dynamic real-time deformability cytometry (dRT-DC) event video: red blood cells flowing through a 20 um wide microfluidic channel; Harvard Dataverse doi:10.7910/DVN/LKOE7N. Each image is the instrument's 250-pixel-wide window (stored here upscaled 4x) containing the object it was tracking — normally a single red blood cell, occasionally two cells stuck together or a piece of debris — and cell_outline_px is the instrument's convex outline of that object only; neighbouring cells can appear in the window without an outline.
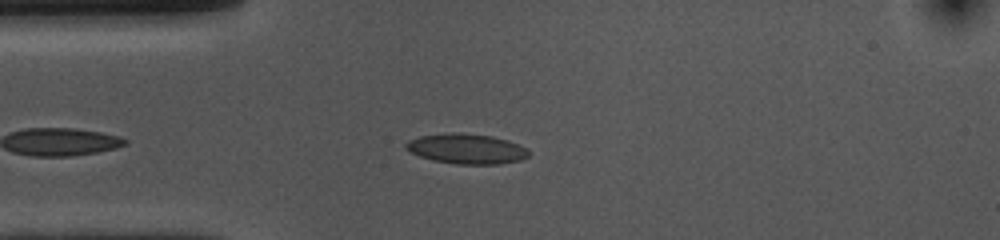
{"species": "common noctule bat (a hibernating species)", "species_latin": "Nyctalus noctula", "temperature_condition": "cold", "stored_images_in_passage": 33, "camera_frame_rate_fps": 3000, "um_per_image_px": 0.085, "animal": {"sex": "female", "body_mass_g": 10.0, "forearm_length_mm": 53.1}, "frame": {"image": 1, "passage_image": 7, "time_ms": 2.0, "image_size_px": [1000, 240], "cell_outline_px": [[532, 152], [528, 156], [520, 160], [500, 164], [456, 164], [432, 160], [420, 156], [404, 148], [404, 144], [408, 140], [420, 136], [452, 132], [460, 132], [492, 136], [508, 140], [528, 148]], "centroid_in_image_um": [39.68, 12.64], "position_along_channel_um": 45.3, "area_um2": 21.73}}
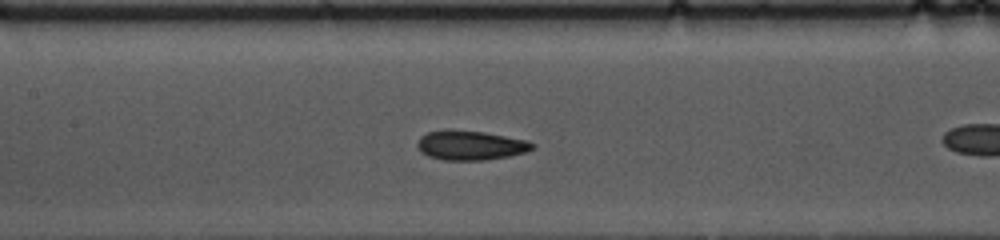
{"frame": {"image": 2, "passage_image": 14, "time_ms": 4.333, "image_size_px": [1000, 240], "cell_outline_px": [[536, 148], [524, 152], [508, 156], [484, 160], [444, 160], [428, 156], [420, 152], [416, 148], [416, 144], [420, 136], [428, 132], [444, 128], [448, 128], [484, 132], [528, 140], [536, 144]], "centroid_in_image_um": [39.96, 12.33], "position_along_channel_um": 167.4, "area_um2": 20.17}}
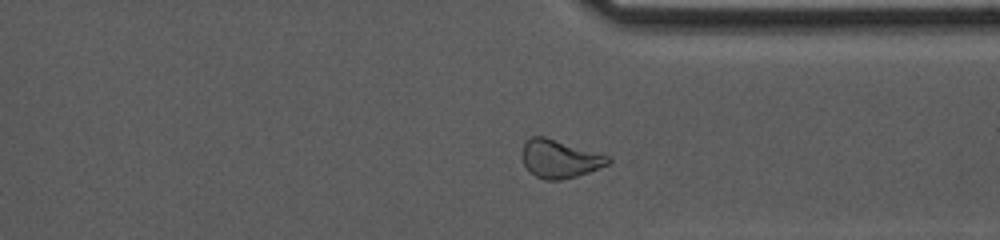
{"frame": {"image": 3, "passage_image": 30, "time_ms": 9.667, "image_size_px": [1000, 240], "cell_outline_px": [[612, 160], [608, 164], [588, 172], [576, 176], [560, 180], [544, 180], [536, 176], [524, 164], [520, 156], [520, 152], [524, 140], [528, 136], [544, 136], [612, 156]], "centroid_in_image_um": [47.55, 13.47], "position_along_channel_um": 363.9, "area_um2": 19.42}}